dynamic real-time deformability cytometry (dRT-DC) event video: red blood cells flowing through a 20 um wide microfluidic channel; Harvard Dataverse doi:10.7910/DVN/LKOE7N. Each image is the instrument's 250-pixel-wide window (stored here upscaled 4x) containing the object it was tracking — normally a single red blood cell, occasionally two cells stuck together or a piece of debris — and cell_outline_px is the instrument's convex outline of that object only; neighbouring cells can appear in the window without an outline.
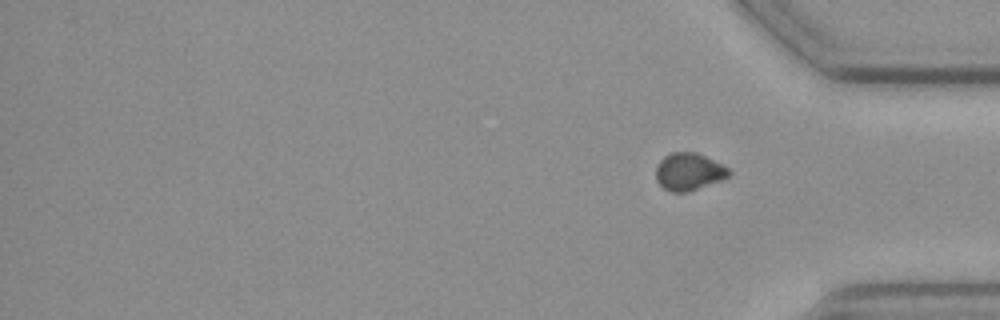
{"species": "common noctule bat (a hibernating species)", "species_latin": "Nyctalus noctula", "temperature_condition": "cold", "stored_images_in_passage": 15, "segment_of_instrument_passage": [2, 2], "camera_frame_rate_fps": 3000, "um_per_image_px": 0.085, "animal": {"sex": "female", "body_mass_g": 19.3, "forearm_length_mm": 54.1}, "frame": {"image": 1, "passage_image": 15, "time_ms": 19.667, "image_size_px": [1000, 320], "cell_outline_px": [[732, 172], [728, 176], [720, 180], [688, 192], [672, 192], [664, 188], [656, 180], [656, 164], [664, 156], [672, 152], [696, 152], [728, 168]], "centroid_in_image_um": [58.51, 14.59], "position_along_channel_um": 376.7, "area_um2": 15.72}}